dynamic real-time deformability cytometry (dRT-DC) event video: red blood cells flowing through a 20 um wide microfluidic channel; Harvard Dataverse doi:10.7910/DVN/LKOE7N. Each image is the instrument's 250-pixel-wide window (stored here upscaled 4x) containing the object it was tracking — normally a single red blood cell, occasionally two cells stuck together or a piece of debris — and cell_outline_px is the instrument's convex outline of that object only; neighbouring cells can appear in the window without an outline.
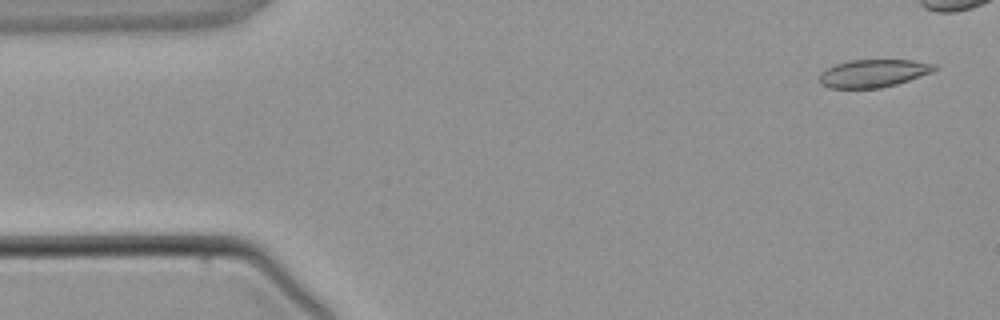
{"species": "common noctule bat (a hibernating species)", "species_latin": "Nyctalus noctula", "temperature_condition": "warm", "stored_images_in_passage": 6, "camera_frame_rate_fps": 3000, "um_per_image_px": 0.085, "animal": {"sex": "male", "body_mass_g": 21.5, "forearm_length_mm": 52.0}, "frame": {"image": 1, "passage_image": 1, "time_ms": 0.0, "image_size_px": [1000, 320], "cell_outline_px": [[940, 68], [932, 72], [896, 84], [880, 88], [828, 88], [820, 84], [820, 72], [836, 64], [852, 60], [912, 60], [936, 64]], "centroid_in_image_um": [74.25, 6.23], "position_along_channel_um": 10.8, "area_um2": 18.61}}